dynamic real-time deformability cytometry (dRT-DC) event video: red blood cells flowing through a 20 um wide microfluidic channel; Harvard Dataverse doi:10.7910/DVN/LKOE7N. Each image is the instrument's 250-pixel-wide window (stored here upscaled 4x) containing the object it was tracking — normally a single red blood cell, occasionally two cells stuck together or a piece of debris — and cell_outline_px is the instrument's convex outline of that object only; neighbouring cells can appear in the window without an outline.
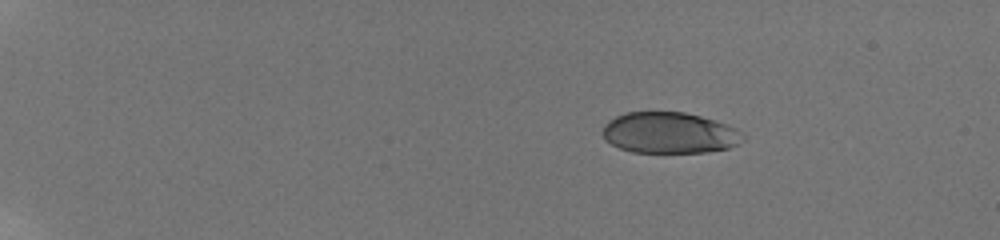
{"species": "human", "species_latin": "Homo sapiens", "temperature_condition": "room temperature", "stored_images_in_passage": 43, "camera_frame_rate_fps": 3000, "um_per_image_px": 0.085, "donor": {"sex": "male"}, "frame": {"image": 1, "passage_image": 1, "time_ms": 0.0, "image_size_px": [1000, 240], "cell_outline_px": [[744, 136], [736, 144], [728, 148], [708, 152], [632, 152], [620, 148], [604, 140], [604, 124], [608, 120], [624, 112], [684, 112], [716, 120], [728, 124], [736, 128]], "centroid_in_image_um": [56.89, 11.28], "position_along_channel_um": 28.1, "area_um2": 33.52}}
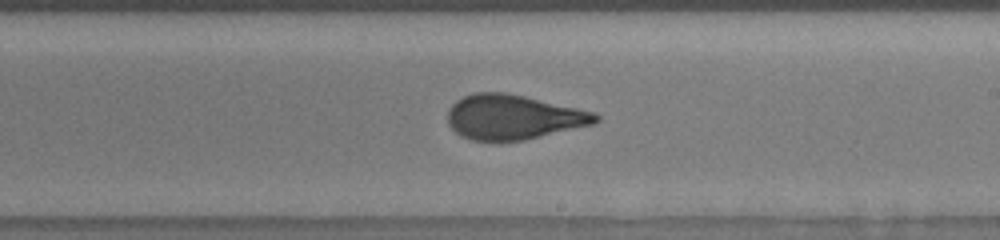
{"frame": {"image": 2, "passage_image": 29, "time_ms": 9.0, "image_size_px": [1000, 240], "cell_outline_px": [[600, 120], [596, 124], [524, 140], [472, 140], [460, 136], [448, 124], [448, 108], [456, 100], [472, 92], [504, 92], [524, 96], [596, 112], [600, 116]], "centroid_in_image_um": [43.65, 9.94], "position_along_channel_um": 245.4, "area_um2": 38.67}}
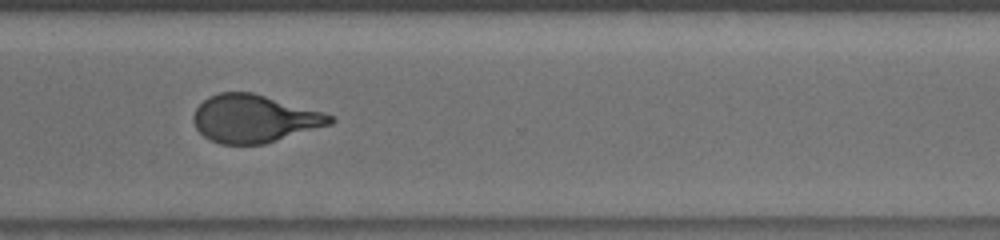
{"frame": {"image": 3, "passage_image": 36, "time_ms": 11.667, "image_size_px": [1000, 240], "cell_outline_px": [[336, 120], [332, 124], [264, 144], [220, 144], [208, 140], [196, 128], [192, 120], [192, 116], [196, 108], [208, 96], [220, 92], [252, 92], [324, 112], [332, 116]], "centroid_in_image_um": [21.59, 10.09], "position_along_channel_um": 349.0, "area_um2": 38.09}, "authors_computed_cell_mechanics": {"area_um2": 37.5122, "velocity_mm_per_s": 3.8945, "shape_relaxation_time_tau1_ms": 5.4138, "shape_relaxation_time_tau2_ms": 0.5591, "deformation_change_tau1": 0.1943, "deformation_change_tau2": 0.0486}}